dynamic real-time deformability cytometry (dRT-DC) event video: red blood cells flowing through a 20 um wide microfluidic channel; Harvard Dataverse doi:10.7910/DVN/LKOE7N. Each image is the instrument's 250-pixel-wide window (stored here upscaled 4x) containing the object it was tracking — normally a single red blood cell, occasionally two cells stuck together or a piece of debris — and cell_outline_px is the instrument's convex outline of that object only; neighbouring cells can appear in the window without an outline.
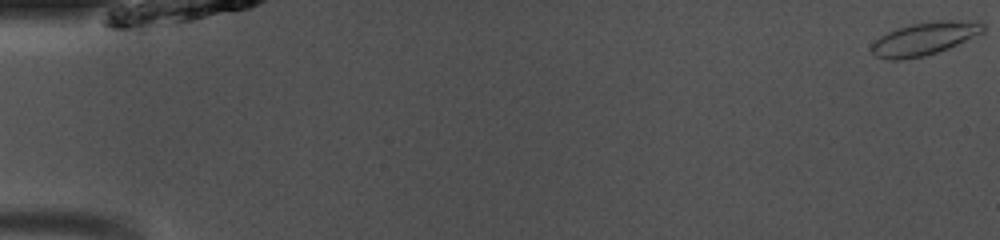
{"species": "common noctule bat (a hibernating species)", "species_latin": "Nyctalus noctula", "temperature_condition": "room temperature", "stored_images_in_passage": 50, "camera_frame_rate_fps": 3000, "um_per_image_px": 0.085, "animal": {"sex": "male", "body_mass_g": 13.0, "forearm_length_mm": 53.1}, "frame": {"image": 1, "passage_image": 1, "time_ms": 0.0, "image_size_px": [1000, 240], "cell_outline_px": [[984, 32], [948, 48], [924, 56], [900, 60], [888, 60], [876, 56], [872, 52], [872, 44], [880, 36], [896, 28], [912, 24], [932, 20], [980, 20], [984, 24]], "centroid_in_image_um": [78.61, 3.26], "position_along_channel_um": 6.4, "area_um2": 21.5}}
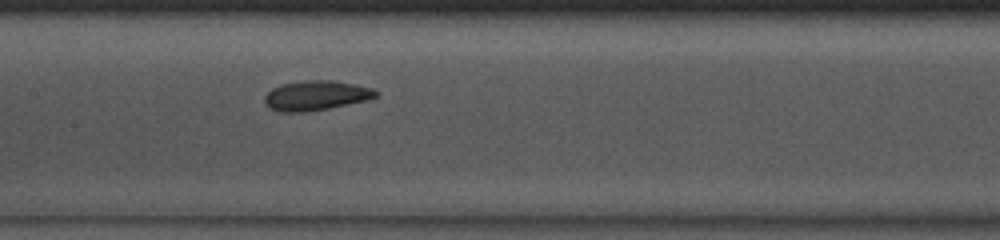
{"frame": {"image": 2, "passage_image": 25, "time_ms": 8.0, "image_size_px": [1000, 240], "cell_outline_px": [[380, 96], [368, 100], [328, 108], [304, 112], [280, 112], [268, 108], [264, 104], [264, 96], [272, 88], [280, 84], [308, 80], [332, 80], [356, 84], [372, 88], [380, 92]], "centroid_in_image_um": [26.87, 8.12], "position_along_channel_um": 180.5, "area_um2": 19.54}}
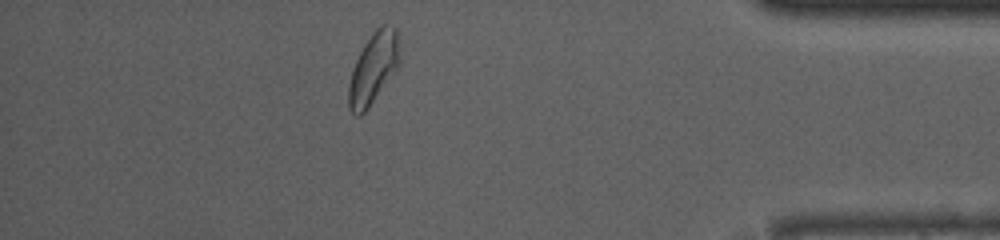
{"frame": {"image": 3, "passage_image": 44, "time_ms": 14.333, "image_size_px": [1000, 240], "cell_outline_px": [[400, 64], [396, 72], [368, 108], [360, 116], [356, 116], [348, 108], [348, 84], [352, 68], [364, 44], [372, 32], [380, 24], [384, 24], [396, 28], [400, 32]], "centroid_in_image_um": [31.77, 5.77], "position_along_channel_um": 403.4, "area_um2": 21.79}, "authors_computed_cell_mechanics": {"area_um2": 19.6231, "velocity_mm_per_s": 4.0859, "shape_relaxation_time_tau1_ms": 3.6407, "shape_relaxation_time_tau2_ms": 1.5032, "deformation_change_tau1": 0.1326, "deformation_change_tau2": 0.0654}}